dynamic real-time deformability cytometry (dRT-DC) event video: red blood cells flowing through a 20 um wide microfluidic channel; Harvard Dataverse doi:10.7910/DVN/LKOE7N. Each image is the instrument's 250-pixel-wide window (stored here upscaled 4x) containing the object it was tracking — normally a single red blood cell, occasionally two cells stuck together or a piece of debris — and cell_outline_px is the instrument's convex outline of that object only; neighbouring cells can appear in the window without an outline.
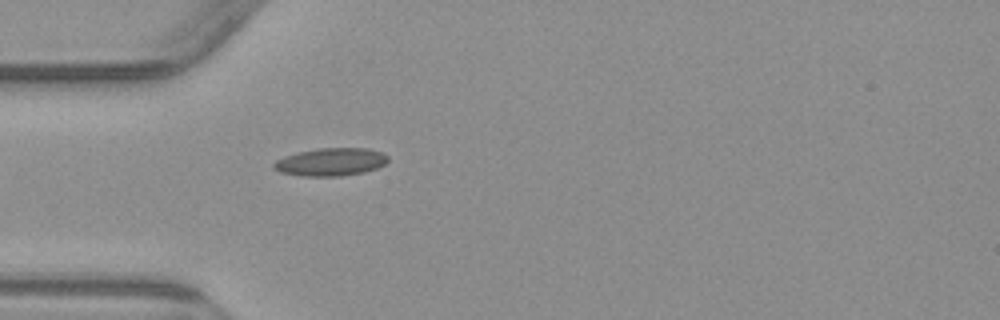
{"species": "common noctule bat (a hibernating species)", "species_latin": "Nyctalus noctula", "temperature_condition": "warm", "stored_images_in_passage": 3, "camera_frame_rate_fps": 3000, "um_per_image_px": 0.085, "animal": {"sex": "male", "body_mass_g": 23.1, "forearm_length_mm": 52.7}, "frame": {"image": 1, "passage_image": 3, "time_ms": 4.0, "image_size_px": [1000, 320], "cell_outline_px": [[388, 160], [384, 164], [376, 168], [364, 172], [340, 176], [304, 176], [280, 172], [272, 168], [272, 164], [276, 160], [284, 156], [296, 152], [316, 148], [368, 148], [384, 152], [388, 156]], "centroid_in_image_um": [28.1, 13.75], "position_along_channel_um": 56.9, "area_um2": 18.73}}